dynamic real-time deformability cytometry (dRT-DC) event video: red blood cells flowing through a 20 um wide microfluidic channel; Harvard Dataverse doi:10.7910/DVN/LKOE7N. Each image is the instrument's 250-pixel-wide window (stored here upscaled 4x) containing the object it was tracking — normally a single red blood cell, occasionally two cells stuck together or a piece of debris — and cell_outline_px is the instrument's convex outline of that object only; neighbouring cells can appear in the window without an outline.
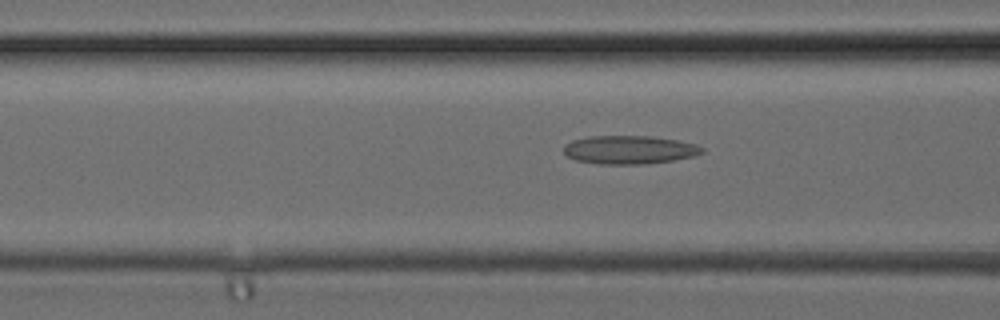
{"species": "common noctule bat (a hibernating species)", "species_latin": "Nyctalus noctula", "temperature_condition": "cold", "stored_images_in_passage": 4, "camera_frame_rate_fps": 3000, "um_per_image_px": 0.085, "animal": {"sex": "female", "body_mass_g": 24.6, "forearm_length_mm": 56.2}, "frame": {"image": 1, "passage_image": 4, "time_ms": 1.0, "image_size_px": [1000, 320], "cell_outline_px": [[704, 152], [692, 156], [672, 160], [644, 164], [600, 164], [576, 160], [568, 156], [564, 152], [564, 144], [572, 140], [592, 136], [652, 136], [676, 140], [696, 144], [704, 148]], "centroid_in_image_um": [53.49, 12.73], "position_along_channel_um": 113.1, "area_um2": 22.77}}